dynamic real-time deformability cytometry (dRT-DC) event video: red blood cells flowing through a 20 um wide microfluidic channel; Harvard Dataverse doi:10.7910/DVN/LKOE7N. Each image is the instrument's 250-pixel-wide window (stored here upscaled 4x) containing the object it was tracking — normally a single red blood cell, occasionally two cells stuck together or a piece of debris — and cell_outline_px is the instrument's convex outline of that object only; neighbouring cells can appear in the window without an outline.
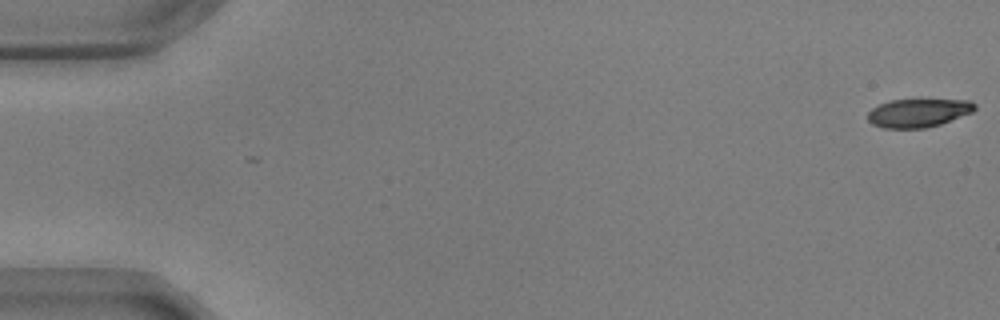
{"species": "common noctule bat (a hibernating species)", "species_latin": "Nyctalus noctula", "temperature_condition": "warm", "stored_images_in_passage": 57, "camera_frame_rate_fps": 3000, "um_per_image_px": 0.085, "animal": {"sex": "male", "body_mass_g": 17.9, "forearm_length_mm": 54.2}, "frame": {"image": 1, "passage_image": 1, "time_ms": 0.0, "image_size_px": [1000, 320], "cell_outline_px": [[976, 108], [972, 112], [940, 124], [924, 128], [884, 128], [872, 124], [868, 120], [868, 112], [872, 108], [880, 104], [892, 100], [972, 100], [976, 104]], "centroid_in_image_um": [78.06, 9.59], "position_along_channel_um": 6.9, "area_um2": 17.57}}
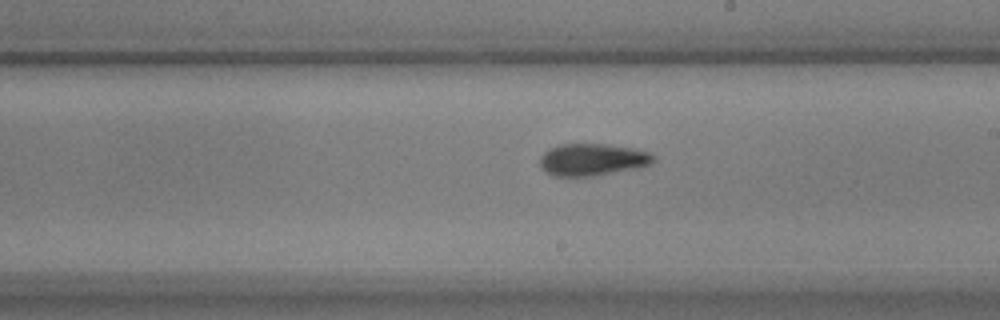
{"frame": {"image": 2, "passage_image": 33, "time_ms": 10.667, "image_size_px": [1000, 320], "cell_outline_px": [[656, 160], [652, 164], [640, 168], [600, 176], [552, 176], [544, 172], [540, 168], [540, 156], [548, 148], [560, 144], [608, 144], [636, 148], [652, 152], [656, 156]], "centroid_in_image_um": [50.41, 13.58], "position_along_channel_um": 238.6, "area_um2": 22.08}}
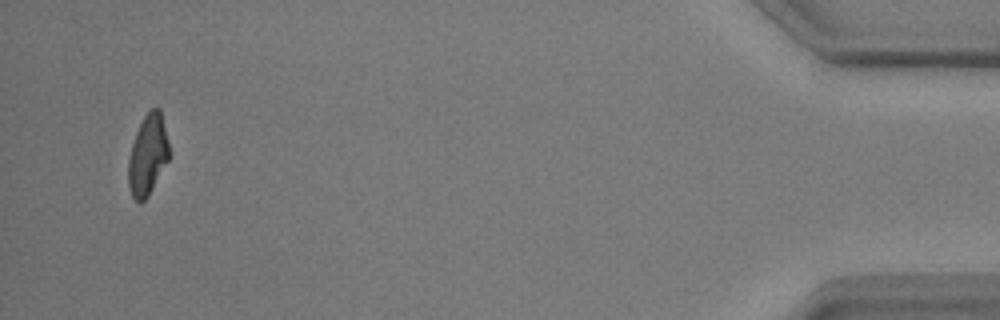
{"frame": {"image": 3, "passage_image": 55, "time_ms": 18.0, "image_size_px": [1000, 320], "cell_outline_px": [[168, 160], [148, 196], [140, 204], [132, 196], [128, 188], [128, 160], [132, 144], [136, 132], [144, 116], [152, 108], [160, 108], [168, 140]], "centroid_in_image_um": [12.54, 13.19], "position_along_channel_um": 422.7, "area_um2": 18.96}, "authors_computed_cell_mechanics": {"area_um2": 20.1722, "velocity_mm_per_s": 3.5713, "shape_relaxation_time_tau1_ms": 4.9423, "shape_relaxation_time_tau2_ms": 2.8913, "deformation_change_tau1": 0.1865, "deformation_change_tau2": 0.1054}}